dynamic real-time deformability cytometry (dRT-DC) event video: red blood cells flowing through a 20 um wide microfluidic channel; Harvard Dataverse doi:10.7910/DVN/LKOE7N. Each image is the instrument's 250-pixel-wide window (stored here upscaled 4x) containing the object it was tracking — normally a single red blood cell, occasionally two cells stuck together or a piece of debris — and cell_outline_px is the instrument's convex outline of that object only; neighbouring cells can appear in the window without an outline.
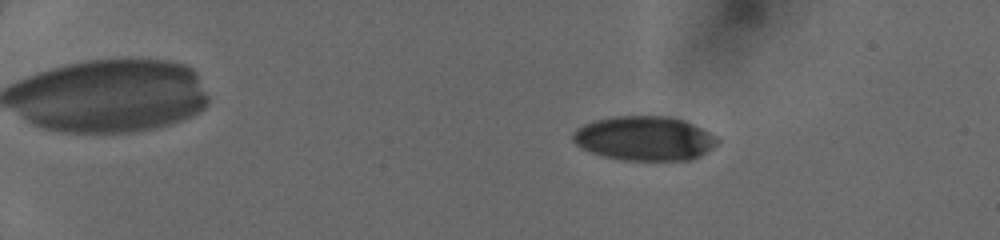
{"species": "human", "species_latin": "Homo sapiens", "temperature_condition": "cold", "stored_images_in_passage": 48, "camera_frame_rate_fps": 3000, "um_per_image_px": 0.085, "donor": {"sex": "female"}, "frame": {"image": 1, "passage_image": 8, "time_ms": 2.333, "image_size_px": [1000, 240], "cell_outline_px": [[720, 140], [712, 148], [700, 156], [692, 160], [624, 160], [604, 156], [580, 148], [572, 140], [572, 136], [576, 128], [584, 124], [596, 120], [616, 116], [672, 116], [684, 120], [716, 136]], "centroid_in_image_um": [54.78, 11.76], "position_along_channel_um": 30.2, "area_um2": 37.28}}
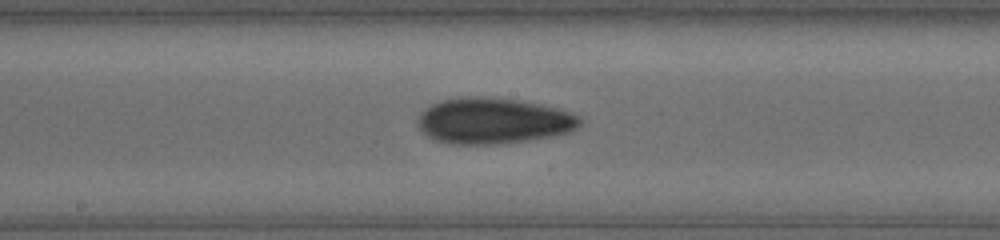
{"frame": {"image": 2, "passage_image": 28, "time_ms": 9.0, "image_size_px": [1000, 240], "cell_outline_px": [[580, 124], [576, 128], [568, 132], [548, 136], [524, 140], [492, 144], [452, 144], [436, 140], [428, 136], [416, 124], [416, 120], [420, 112], [424, 108], [440, 100], [460, 96], [472, 96], [516, 100], [556, 108], [580, 116]], "centroid_in_image_um": [41.84, 10.26], "position_along_channel_um": 206.4, "area_um2": 42.89}}
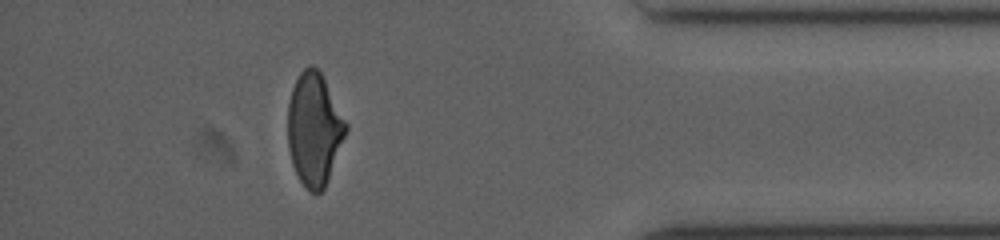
{"frame": {"image": 3, "passage_image": 44, "time_ms": 14.333, "image_size_px": [1000, 240], "cell_outline_px": [[348, 128], [328, 180], [324, 188], [320, 192], [312, 192], [300, 180], [292, 164], [288, 148], [288, 104], [292, 88], [300, 72], [304, 68], [312, 64], [320, 72], [348, 124]], "centroid_in_image_um": [26.7, 10.97], "position_along_channel_um": 408.5, "area_um2": 37.74}}